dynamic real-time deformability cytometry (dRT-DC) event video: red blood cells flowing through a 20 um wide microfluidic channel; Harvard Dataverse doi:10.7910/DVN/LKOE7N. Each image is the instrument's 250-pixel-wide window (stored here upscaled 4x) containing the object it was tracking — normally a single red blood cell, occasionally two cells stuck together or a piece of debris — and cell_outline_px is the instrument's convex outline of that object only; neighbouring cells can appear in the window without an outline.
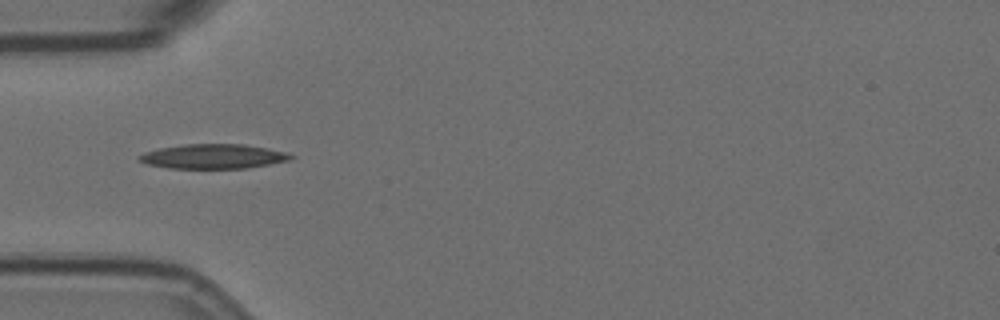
{"species": "Egyptian fruit bat (a non-hibernating species)", "species_latin": "Rousettus aegyptiacus", "temperature_condition": "room temperature", "stored_images_in_passage": 5, "camera_frame_rate_fps": 3000, "um_per_image_px": 0.085, "animal": {"sex": "female"}, "frame": {"image": 1, "passage_image": 1, "time_ms": 0.0, "image_size_px": [1000, 320], "cell_outline_px": [[296, 156], [288, 160], [268, 164], [244, 168], [168, 168], [148, 164], [136, 160], [136, 156], [144, 152], [160, 148], [184, 144], [244, 144], [268, 148], [288, 152]], "centroid_in_image_um": [18.1, 13.28], "position_along_channel_um": 66.9, "area_um2": 21.73}}
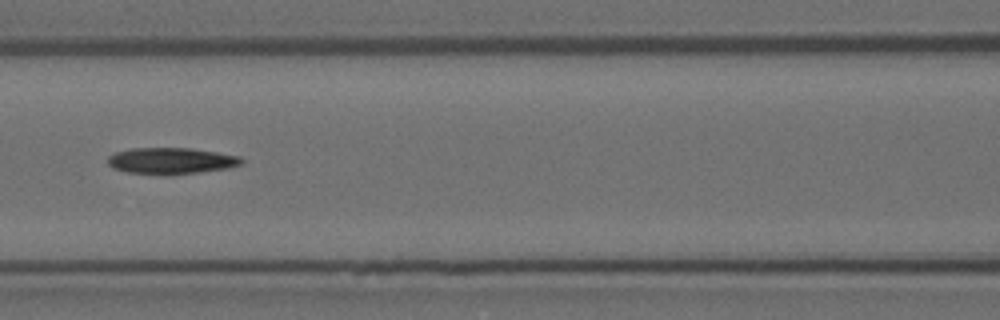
{"frame": {"image": 2, "passage_image": 3, "time_ms": 2.333, "image_size_px": [1000, 320], "cell_outline_px": [[244, 164], [228, 168], [200, 172], [168, 176], [128, 172], [112, 168], [108, 164], [108, 156], [116, 152], [132, 148], [192, 148], [240, 156], [244, 160]], "centroid_in_image_um": [14.57, 13.68], "position_along_channel_um": 152.0, "area_um2": 20.87}}
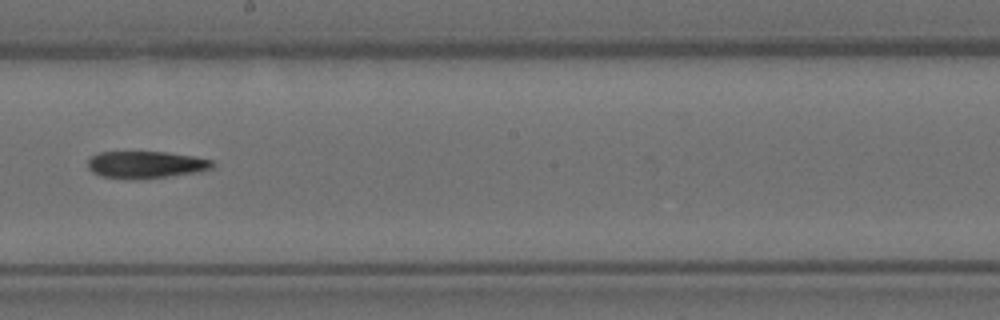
{"frame": {"image": 3, "passage_image": 5, "time_ms": 4.667, "image_size_px": [1000, 320], "cell_outline_px": [[216, 164], [212, 168], [200, 172], [140, 180], [124, 180], [100, 176], [92, 172], [88, 168], [88, 160], [92, 156], [100, 152], [164, 152], [192, 156], [212, 160]], "centroid_in_image_um": [12.39, 14.02], "position_along_channel_um": 235.8, "area_um2": 20.06}}